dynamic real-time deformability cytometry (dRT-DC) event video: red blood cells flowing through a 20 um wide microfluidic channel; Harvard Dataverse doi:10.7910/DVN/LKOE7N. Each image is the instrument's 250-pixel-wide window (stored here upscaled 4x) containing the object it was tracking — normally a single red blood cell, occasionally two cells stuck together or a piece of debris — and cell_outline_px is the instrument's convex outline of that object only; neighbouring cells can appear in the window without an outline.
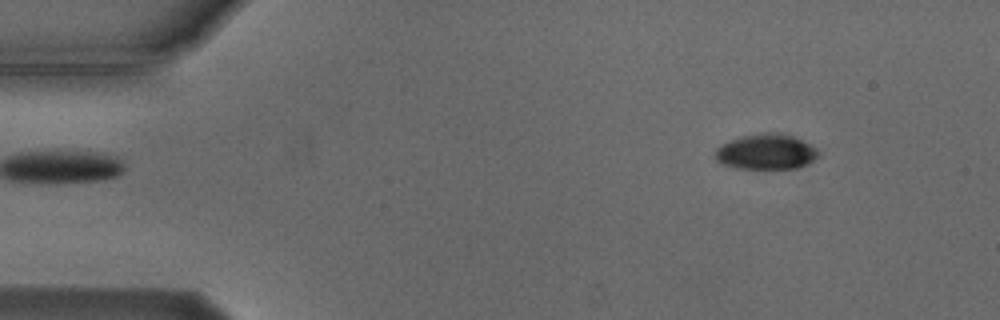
{"species": "Egyptian fruit bat (a non-hibernating species)", "species_latin": "Rousettus aegyptiacus", "temperature_condition": "cold", "stored_images_in_passage": 5, "camera_frame_rate_fps": 3000, "um_per_image_px": 0.085, "animal": {"sex": "male"}, "frame": {"image": 1, "passage_image": 1, "time_ms": 0.0, "image_size_px": [1000, 320], "cell_outline_px": [[820, 156], [808, 164], [800, 168], [736, 168], [720, 164], [712, 156], [716, 148], [720, 144], [728, 140], [760, 132], [780, 132], [792, 136], [816, 148], [820, 152]], "centroid_in_image_um": [65.08, 12.9], "position_along_channel_um": 19.9, "area_um2": 21.68}}
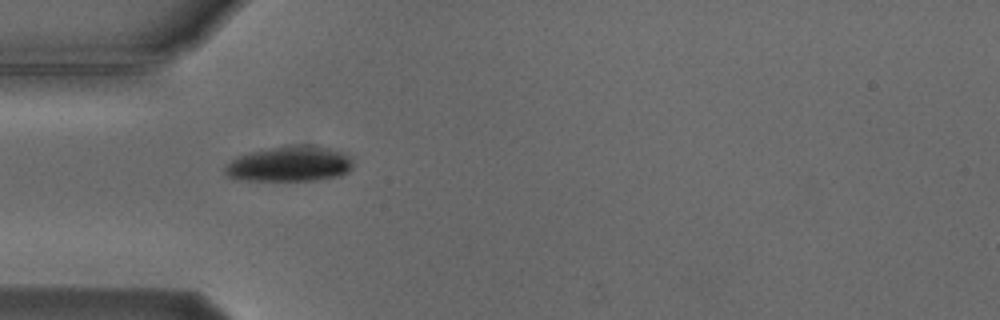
{"frame": {"image": 2, "passage_image": 4, "time_ms": 3.333, "image_size_px": [1000, 320], "cell_outline_px": [[352, 168], [348, 172], [340, 176], [316, 180], [240, 180], [228, 176], [224, 172], [224, 168], [236, 156], [248, 152], [268, 148], [292, 144], [312, 144], [332, 148], [344, 152], [352, 156]], "centroid_in_image_um": [24.67, 13.91], "position_along_channel_um": 60.3, "area_um2": 26.93}}